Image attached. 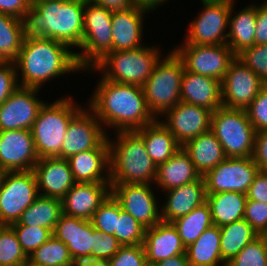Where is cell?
Listing matches in <instances>:
<instances>
[{
  "label": "cell",
  "mask_w": 267,
  "mask_h": 266,
  "mask_svg": "<svg viewBox=\"0 0 267 266\" xmlns=\"http://www.w3.org/2000/svg\"><path fill=\"white\" fill-rule=\"evenodd\" d=\"M84 8L85 0H51L34 4L18 18L23 42L50 38L71 49H79L83 40Z\"/></svg>",
  "instance_id": "6da1fadb"
},
{
  "label": "cell",
  "mask_w": 267,
  "mask_h": 266,
  "mask_svg": "<svg viewBox=\"0 0 267 266\" xmlns=\"http://www.w3.org/2000/svg\"><path fill=\"white\" fill-rule=\"evenodd\" d=\"M87 106L100 120L103 129L136 131L154 122L142 87L120 84L100 78Z\"/></svg>",
  "instance_id": "7a4b0ae2"
},
{
  "label": "cell",
  "mask_w": 267,
  "mask_h": 266,
  "mask_svg": "<svg viewBox=\"0 0 267 266\" xmlns=\"http://www.w3.org/2000/svg\"><path fill=\"white\" fill-rule=\"evenodd\" d=\"M70 49L68 45L50 38L23 42L14 61L19 86L41 89L53 78L80 72L82 69L77 63L75 50Z\"/></svg>",
  "instance_id": "3957f363"
},
{
  "label": "cell",
  "mask_w": 267,
  "mask_h": 266,
  "mask_svg": "<svg viewBox=\"0 0 267 266\" xmlns=\"http://www.w3.org/2000/svg\"><path fill=\"white\" fill-rule=\"evenodd\" d=\"M109 143L110 184H154L157 165L135 131H117Z\"/></svg>",
  "instance_id": "277c9868"
},
{
  "label": "cell",
  "mask_w": 267,
  "mask_h": 266,
  "mask_svg": "<svg viewBox=\"0 0 267 266\" xmlns=\"http://www.w3.org/2000/svg\"><path fill=\"white\" fill-rule=\"evenodd\" d=\"M65 96L41 107L31 127L35 149L39 158H61L62 143L70 120L83 108Z\"/></svg>",
  "instance_id": "5b68a950"
},
{
  "label": "cell",
  "mask_w": 267,
  "mask_h": 266,
  "mask_svg": "<svg viewBox=\"0 0 267 266\" xmlns=\"http://www.w3.org/2000/svg\"><path fill=\"white\" fill-rule=\"evenodd\" d=\"M160 51V46L147 45L132 50L112 51L92 68L83 71H99L102 78L108 81L142 87L162 57Z\"/></svg>",
  "instance_id": "8992f818"
},
{
  "label": "cell",
  "mask_w": 267,
  "mask_h": 266,
  "mask_svg": "<svg viewBox=\"0 0 267 266\" xmlns=\"http://www.w3.org/2000/svg\"><path fill=\"white\" fill-rule=\"evenodd\" d=\"M184 68L182 59L172 49L164 59L160 58L143 84L146 103L155 119H160L181 102L180 89Z\"/></svg>",
  "instance_id": "52a82bcc"
},
{
  "label": "cell",
  "mask_w": 267,
  "mask_h": 266,
  "mask_svg": "<svg viewBox=\"0 0 267 266\" xmlns=\"http://www.w3.org/2000/svg\"><path fill=\"white\" fill-rule=\"evenodd\" d=\"M210 130L221 143L226 157H252L256 130L246 110L220 107L211 114Z\"/></svg>",
  "instance_id": "ba28073f"
},
{
  "label": "cell",
  "mask_w": 267,
  "mask_h": 266,
  "mask_svg": "<svg viewBox=\"0 0 267 266\" xmlns=\"http://www.w3.org/2000/svg\"><path fill=\"white\" fill-rule=\"evenodd\" d=\"M79 49L82 51L75 55L82 71L112 52V11L85 0L83 40Z\"/></svg>",
  "instance_id": "9c48e42d"
},
{
  "label": "cell",
  "mask_w": 267,
  "mask_h": 266,
  "mask_svg": "<svg viewBox=\"0 0 267 266\" xmlns=\"http://www.w3.org/2000/svg\"><path fill=\"white\" fill-rule=\"evenodd\" d=\"M200 1L203 4V11L189 22L184 43L198 45L226 44L231 0Z\"/></svg>",
  "instance_id": "30bf717a"
},
{
  "label": "cell",
  "mask_w": 267,
  "mask_h": 266,
  "mask_svg": "<svg viewBox=\"0 0 267 266\" xmlns=\"http://www.w3.org/2000/svg\"><path fill=\"white\" fill-rule=\"evenodd\" d=\"M39 196L33 170L6 172L0 192V223L17 222Z\"/></svg>",
  "instance_id": "8fae6325"
},
{
  "label": "cell",
  "mask_w": 267,
  "mask_h": 266,
  "mask_svg": "<svg viewBox=\"0 0 267 266\" xmlns=\"http://www.w3.org/2000/svg\"><path fill=\"white\" fill-rule=\"evenodd\" d=\"M173 50L182 59L186 70L218 79L220 82L226 76L231 62L236 58L229 45H198L180 43Z\"/></svg>",
  "instance_id": "7c38bea8"
},
{
  "label": "cell",
  "mask_w": 267,
  "mask_h": 266,
  "mask_svg": "<svg viewBox=\"0 0 267 266\" xmlns=\"http://www.w3.org/2000/svg\"><path fill=\"white\" fill-rule=\"evenodd\" d=\"M259 171L252 157H226L202 176L206 194L221 192L246 194Z\"/></svg>",
  "instance_id": "4fadbf2b"
},
{
  "label": "cell",
  "mask_w": 267,
  "mask_h": 266,
  "mask_svg": "<svg viewBox=\"0 0 267 266\" xmlns=\"http://www.w3.org/2000/svg\"><path fill=\"white\" fill-rule=\"evenodd\" d=\"M111 194L121 208L145 229L161 221V206L151 184H110Z\"/></svg>",
  "instance_id": "5bb4252c"
},
{
  "label": "cell",
  "mask_w": 267,
  "mask_h": 266,
  "mask_svg": "<svg viewBox=\"0 0 267 266\" xmlns=\"http://www.w3.org/2000/svg\"><path fill=\"white\" fill-rule=\"evenodd\" d=\"M264 85L256 73L235 58L221 81L222 107L245 110Z\"/></svg>",
  "instance_id": "9a60e30c"
},
{
  "label": "cell",
  "mask_w": 267,
  "mask_h": 266,
  "mask_svg": "<svg viewBox=\"0 0 267 266\" xmlns=\"http://www.w3.org/2000/svg\"><path fill=\"white\" fill-rule=\"evenodd\" d=\"M34 87L19 86L0 105V131L30 130L45 101L39 99Z\"/></svg>",
  "instance_id": "2e32d148"
},
{
  "label": "cell",
  "mask_w": 267,
  "mask_h": 266,
  "mask_svg": "<svg viewBox=\"0 0 267 266\" xmlns=\"http://www.w3.org/2000/svg\"><path fill=\"white\" fill-rule=\"evenodd\" d=\"M106 137L107 131L100 120L89 107L84 106L70 120L62 143L61 159L95 149Z\"/></svg>",
  "instance_id": "e0dca14e"
},
{
  "label": "cell",
  "mask_w": 267,
  "mask_h": 266,
  "mask_svg": "<svg viewBox=\"0 0 267 266\" xmlns=\"http://www.w3.org/2000/svg\"><path fill=\"white\" fill-rule=\"evenodd\" d=\"M211 114L206 108L179 102L162 116L165 120H159L175 137L177 143L183 146L189 140L210 130Z\"/></svg>",
  "instance_id": "ac0fdd59"
},
{
  "label": "cell",
  "mask_w": 267,
  "mask_h": 266,
  "mask_svg": "<svg viewBox=\"0 0 267 266\" xmlns=\"http://www.w3.org/2000/svg\"><path fill=\"white\" fill-rule=\"evenodd\" d=\"M31 130L0 131V169L29 171L38 162Z\"/></svg>",
  "instance_id": "d6986e66"
},
{
  "label": "cell",
  "mask_w": 267,
  "mask_h": 266,
  "mask_svg": "<svg viewBox=\"0 0 267 266\" xmlns=\"http://www.w3.org/2000/svg\"><path fill=\"white\" fill-rule=\"evenodd\" d=\"M53 235L67 246L75 263L94 259L93 225L90 220L62 214Z\"/></svg>",
  "instance_id": "ffe728a7"
},
{
  "label": "cell",
  "mask_w": 267,
  "mask_h": 266,
  "mask_svg": "<svg viewBox=\"0 0 267 266\" xmlns=\"http://www.w3.org/2000/svg\"><path fill=\"white\" fill-rule=\"evenodd\" d=\"M40 196L62 199L76 184L67 159L39 158L33 167Z\"/></svg>",
  "instance_id": "44dd1931"
},
{
  "label": "cell",
  "mask_w": 267,
  "mask_h": 266,
  "mask_svg": "<svg viewBox=\"0 0 267 266\" xmlns=\"http://www.w3.org/2000/svg\"><path fill=\"white\" fill-rule=\"evenodd\" d=\"M67 160L76 183H110L108 137L95 149L72 155Z\"/></svg>",
  "instance_id": "7402d4cb"
},
{
  "label": "cell",
  "mask_w": 267,
  "mask_h": 266,
  "mask_svg": "<svg viewBox=\"0 0 267 266\" xmlns=\"http://www.w3.org/2000/svg\"><path fill=\"white\" fill-rule=\"evenodd\" d=\"M110 193V183H76L61 199L62 214L91 220Z\"/></svg>",
  "instance_id": "603a6c76"
},
{
  "label": "cell",
  "mask_w": 267,
  "mask_h": 266,
  "mask_svg": "<svg viewBox=\"0 0 267 266\" xmlns=\"http://www.w3.org/2000/svg\"><path fill=\"white\" fill-rule=\"evenodd\" d=\"M143 246L149 266L161 260L185 254L186 249L176 227L172 222L165 221L145 229Z\"/></svg>",
  "instance_id": "cb8c5ba5"
},
{
  "label": "cell",
  "mask_w": 267,
  "mask_h": 266,
  "mask_svg": "<svg viewBox=\"0 0 267 266\" xmlns=\"http://www.w3.org/2000/svg\"><path fill=\"white\" fill-rule=\"evenodd\" d=\"M150 11L132 6L112 12V51L132 50L141 47L144 17Z\"/></svg>",
  "instance_id": "d4e9b609"
},
{
  "label": "cell",
  "mask_w": 267,
  "mask_h": 266,
  "mask_svg": "<svg viewBox=\"0 0 267 266\" xmlns=\"http://www.w3.org/2000/svg\"><path fill=\"white\" fill-rule=\"evenodd\" d=\"M165 202L161 207V221L173 222L189 214L206 202V188L203 177L191 183L165 191Z\"/></svg>",
  "instance_id": "484cf974"
},
{
  "label": "cell",
  "mask_w": 267,
  "mask_h": 266,
  "mask_svg": "<svg viewBox=\"0 0 267 266\" xmlns=\"http://www.w3.org/2000/svg\"><path fill=\"white\" fill-rule=\"evenodd\" d=\"M180 100L214 112L222 107L221 82L212 77L192 73L184 68Z\"/></svg>",
  "instance_id": "4316f807"
},
{
  "label": "cell",
  "mask_w": 267,
  "mask_h": 266,
  "mask_svg": "<svg viewBox=\"0 0 267 266\" xmlns=\"http://www.w3.org/2000/svg\"><path fill=\"white\" fill-rule=\"evenodd\" d=\"M200 177L189 155L181 147L166 162L157 166L154 185L164 192L196 181Z\"/></svg>",
  "instance_id": "83f0119b"
},
{
  "label": "cell",
  "mask_w": 267,
  "mask_h": 266,
  "mask_svg": "<svg viewBox=\"0 0 267 266\" xmlns=\"http://www.w3.org/2000/svg\"><path fill=\"white\" fill-rule=\"evenodd\" d=\"M189 155L197 172L204 176L221 163L226 155L219 140L209 130L181 146Z\"/></svg>",
  "instance_id": "f1b7e54d"
},
{
  "label": "cell",
  "mask_w": 267,
  "mask_h": 266,
  "mask_svg": "<svg viewBox=\"0 0 267 266\" xmlns=\"http://www.w3.org/2000/svg\"><path fill=\"white\" fill-rule=\"evenodd\" d=\"M234 4L235 1L231 0L227 44L237 55L242 50L255 45L256 4L245 6L238 14L233 12Z\"/></svg>",
  "instance_id": "f546056e"
},
{
  "label": "cell",
  "mask_w": 267,
  "mask_h": 266,
  "mask_svg": "<svg viewBox=\"0 0 267 266\" xmlns=\"http://www.w3.org/2000/svg\"><path fill=\"white\" fill-rule=\"evenodd\" d=\"M135 132L143 139L147 154L157 166L166 162L181 148L159 119Z\"/></svg>",
  "instance_id": "4dcf8cb0"
},
{
  "label": "cell",
  "mask_w": 267,
  "mask_h": 266,
  "mask_svg": "<svg viewBox=\"0 0 267 266\" xmlns=\"http://www.w3.org/2000/svg\"><path fill=\"white\" fill-rule=\"evenodd\" d=\"M220 228L211 226L188 245L185 254L190 266H221L225 264L220 252ZM220 264V265H219Z\"/></svg>",
  "instance_id": "1f68e13d"
},
{
  "label": "cell",
  "mask_w": 267,
  "mask_h": 266,
  "mask_svg": "<svg viewBox=\"0 0 267 266\" xmlns=\"http://www.w3.org/2000/svg\"><path fill=\"white\" fill-rule=\"evenodd\" d=\"M246 201V194L239 192H221L206 196L213 224L218 227L242 220Z\"/></svg>",
  "instance_id": "d6a6232c"
},
{
  "label": "cell",
  "mask_w": 267,
  "mask_h": 266,
  "mask_svg": "<svg viewBox=\"0 0 267 266\" xmlns=\"http://www.w3.org/2000/svg\"><path fill=\"white\" fill-rule=\"evenodd\" d=\"M219 228L220 252L224 263L231 261L247 244L260 236L245 219Z\"/></svg>",
  "instance_id": "836d02e7"
},
{
  "label": "cell",
  "mask_w": 267,
  "mask_h": 266,
  "mask_svg": "<svg viewBox=\"0 0 267 266\" xmlns=\"http://www.w3.org/2000/svg\"><path fill=\"white\" fill-rule=\"evenodd\" d=\"M61 215V199L39 196L27 207L17 222L20 225L43 227L54 231Z\"/></svg>",
  "instance_id": "e575fe53"
},
{
  "label": "cell",
  "mask_w": 267,
  "mask_h": 266,
  "mask_svg": "<svg viewBox=\"0 0 267 266\" xmlns=\"http://www.w3.org/2000/svg\"><path fill=\"white\" fill-rule=\"evenodd\" d=\"M181 241L185 247L194 243L198 237L208 228L213 226L209 205H203L193 209L189 214L174 220Z\"/></svg>",
  "instance_id": "d590c367"
},
{
  "label": "cell",
  "mask_w": 267,
  "mask_h": 266,
  "mask_svg": "<svg viewBox=\"0 0 267 266\" xmlns=\"http://www.w3.org/2000/svg\"><path fill=\"white\" fill-rule=\"evenodd\" d=\"M18 18L0 13V61H15L22 47Z\"/></svg>",
  "instance_id": "8d00e7d4"
},
{
  "label": "cell",
  "mask_w": 267,
  "mask_h": 266,
  "mask_svg": "<svg viewBox=\"0 0 267 266\" xmlns=\"http://www.w3.org/2000/svg\"><path fill=\"white\" fill-rule=\"evenodd\" d=\"M28 259L42 266H75L67 246L54 235L37 248Z\"/></svg>",
  "instance_id": "74e56055"
},
{
  "label": "cell",
  "mask_w": 267,
  "mask_h": 266,
  "mask_svg": "<svg viewBox=\"0 0 267 266\" xmlns=\"http://www.w3.org/2000/svg\"><path fill=\"white\" fill-rule=\"evenodd\" d=\"M27 260L16 233L6 225L0 231V266H23Z\"/></svg>",
  "instance_id": "f35d334b"
},
{
  "label": "cell",
  "mask_w": 267,
  "mask_h": 266,
  "mask_svg": "<svg viewBox=\"0 0 267 266\" xmlns=\"http://www.w3.org/2000/svg\"><path fill=\"white\" fill-rule=\"evenodd\" d=\"M119 213L120 204L110 193L93 213L90 221L93 227L101 233L114 235Z\"/></svg>",
  "instance_id": "ab89813d"
},
{
  "label": "cell",
  "mask_w": 267,
  "mask_h": 266,
  "mask_svg": "<svg viewBox=\"0 0 267 266\" xmlns=\"http://www.w3.org/2000/svg\"><path fill=\"white\" fill-rule=\"evenodd\" d=\"M145 228L135 218L120 206L114 236L122 246L143 244Z\"/></svg>",
  "instance_id": "60d3db41"
},
{
  "label": "cell",
  "mask_w": 267,
  "mask_h": 266,
  "mask_svg": "<svg viewBox=\"0 0 267 266\" xmlns=\"http://www.w3.org/2000/svg\"><path fill=\"white\" fill-rule=\"evenodd\" d=\"M17 235L18 241L29 257L37 248L53 236L51 229L43 227H30L14 222L9 225Z\"/></svg>",
  "instance_id": "b9f144b4"
},
{
  "label": "cell",
  "mask_w": 267,
  "mask_h": 266,
  "mask_svg": "<svg viewBox=\"0 0 267 266\" xmlns=\"http://www.w3.org/2000/svg\"><path fill=\"white\" fill-rule=\"evenodd\" d=\"M227 264L229 266H267V246L265 240L258 236Z\"/></svg>",
  "instance_id": "7bdbcfd3"
},
{
  "label": "cell",
  "mask_w": 267,
  "mask_h": 266,
  "mask_svg": "<svg viewBox=\"0 0 267 266\" xmlns=\"http://www.w3.org/2000/svg\"><path fill=\"white\" fill-rule=\"evenodd\" d=\"M236 58L267 84V44L253 45L246 48L238 53Z\"/></svg>",
  "instance_id": "ee69618b"
},
{
  "label": "cell",
  "mask_w": 267,
  "mask_h": 266,
  "mask_svg": "<svg viewBox=\"0 0 267 266\" xmlns=\"http://www.w3.org/2000/svg\"><path fill=\"white\" fill-rule=\"evenodd\" d=\"M109 262L110 266H148L143 244L122 246Z\"/></svg>",
  "instance_id": "f6af8a7d"
},
{
  "label": "cell",
  "mask_w": 267,
  "mask_h": 266,
  "mask_svg": "<svg viewBox=\"0 0 267 266\" xmlns=\"http://www.w3.org/2000/svg\"><path fill=\"white\" fill-rule=\"evenodd\" d=\"M245 110L256 132L267 129V84Z\"/></svg>",
  "instance_id": "bcb514c9"
},
{
  "label": "cell",
  "mask_w": 267,
  "mask_h": 266,
  "mask_svg": "<svg viewBox=\"0 0 267 266\" xmlns=\"http://www.w3.org/2000/svg\"><path fill=\"white\" fill-rule=\"evenodd\" d=\"M94 259H111L122 247L118 239L111 234L101 233L93 227Z\"/></svg>",
  "instance_id": "7dc6e473"
},
{
  "label": "cell",
  "mask_w": 267,
  "mask_h": 266,
  "mask_svg": "<svg viewBox=\"0 0 267 266\" xmlns=\"http://www.w3.org/2000/svg\"><path fill=\"white\" fill-rule=\"evenodd\" d=\"M243 219L261 235L267 229V203L247 199Z\"/></svg>",
  "instance_id": "c3c4849f"
},
{
  "label": "cell",
  "mask_w": 267,
  "mask_h": 266,
  "mask_svg": "<svg viewBox=\"0 0 267 266\" xmlns=\"http://www.w3.org/2000/svg\"><path fill=\"white\" fill-rule=\"evenodd\" d=\"M19 87L13 61H0V105Z\"/></svg>",
  "instance_id": "681fc988"
},
{
  "label": "cell",
  "mask_w": 267,
  "mask_h": 266,
  "mask_svg": "<svg viewBox=\"0 0 267 266\" xmlns=\"http://www.w3.org/2000/svg\"><path fill=\"white\" fill-rule=\"evenodd\" d=\"M252 158L260 171L267 172V129L256 132Z\"/></svg>",
  "instance_id": "f907efd6"
},
{
  "label": "cell",
  "mask_w": 267,
  "mask_h": 266,
  "mask_svg": "<svg viewBox=\"0 0 267 266\" xmlns=\"http://www.w3.org/2000/svg\"><path fill=\"white\" fill-rule=\"evenodd\" d=\"M246 197L249 200L267 203V172H258L246 193Z\"/></svg>",
  "instance_id": "816d5d0a"
},
{
  "label": "cell",
  "mask_w": 267,
  "mask_h": 266,
  "mask_svg": "<svg viewBox=\"0 0 267 266\" xmlns=\"http://www.w3.org/2000/svg\"><path fill=\"white\" fill-rule=\"evenodd\" d=\"M267 44V1L256 4L255 45Z\"/></svg>",
  "instance_id": "f5cc1de1"
},
{
  "label": "cell",
  "mask_w": 267,
  "mask_h": 266,
  "mask_svg": "<svg viewBox=\"0 0 267 266\" xmlns=\"http://www.w3.org/2000/svg\"><path fill=\"white\" fill-rule=\"evenodd\" d=\"M31 6L29 0H0V13L19 18Z\"/></svg>",
  "instance_id": "db71d44e"
},
{
  "label": "cell",
  "mask_w": 267,
  "mask_h": 266,
  "mask_svg": "<svg viewBox=\"0 0 267 266\" xmlns=\"http://www.w3.org/2000/svg\"><path fill=\"white\" fill-rule=\"evenodd\" d=\"M90 2L102 6L109 11H121L126 10L132 6H135L134 0H89Z\"/></svg>",
  "instance_id": "11a10c76"
},
{
  "label": "cell",
  "mask_w": 267,
  "mask_h": 266,
  "mask_svg": "<svg viewBox=\"0 0 267 266\" xmlns=\"http://www.w3.org/2000/svg\"><path fill=\"white\" fill-rule=\"evenodd\" d=\"M153 266H190L186 254L177 255L165 260H161Z\"/></svg>",
  "instance_id": "9f6ffc18"
},
{
  "label": "cell",
  "mask_w": 267,
  "mask_h": 266,
  "mask_svg": "<svg viewBox=\"0 0 267 266\" xmlns=\"http://www.w3.org/2000/svg\"><path fill=\"white\" fill-rule=\"evenodd\" d=\"M168 0H134L135 6L146 9L150 12L154 11L158 7H161V4L167 3Z\"/></svg>",
  "instance_id": "6f0895ef"
},
{
  "label": "cell",
  "mask_w": 267,
  "mask_h": 266,
  "mask_svg": "<svg viewBox=\"0 0 267 266\" xmlns=\"http://www.w3.org/2000/svg\"><path fill=\"white\" fill-rule=\"evenodd\" d=\"M75 266H110L109 259H92L85 262L76 263Z\"/></svg>",
  "instance_id": "680465c9"
},
{
  "label": "cell",
  "mask_w": 267,
  "mask_h": 266,
  "mask_svg": "<svg viewBox=\"0 0 267 266\" xmlns=\"http://www.w3.org/2000/svg\"><path fill=\"white\" fill-rule=\"evenodd\" d=\"M5 175H6V171L0 169V192H1V189H2V185H3V181H4V178H5Z\"/></svg>",
  "instance_id": "91938a15"
},
{
  "label": "cell",
  "mask_w": 267,
  "mask_h": 266,
  "mask_svg": "<svg viewBox=\"0 0 267 266\" xmlns=\"http://www.w3.org/2000/svg\"><path fill=\"white\" fill-rule=\"evenodd\" d=\"M23 266H42L35 263H32L29 259L26 261V263Z\"/></svg>",
  "instance_id": "94428289"
},
{
  "label": "cell",
  "mask_w": 267,
  "mask_h": 266,
  "mask_svg": "<svg viewBox=\"0 0 267 266\" xmlns=\"http://www.w3.org/2000/svg\"><path fill=\"white\" fill-rule=\"evenodd\" d=\"M31 5L33 6L34 4H37V3H41V2H44V1H51V0H29Z\"/></svg>",
  "instance_id": "6125c7cd"
},
{
  "label": "cell",
  "mask_w": 267,
  "mask_h": 266,
  "mask_svg": "<svg viewBox=\"0 0 267 266\" xmlns=\"http://www.w3.org/2000/svg\"><path fill=\"white\" fill-rule=\"evenodd\" d=\"M260 236L265 240L267 246V229Z\"/></svg>",
  "instance_id": "be15d7a7"
},
{
  "label": "cell",
  "mask_w": 267,
  "mask_h": 266,
  "mask_svg": "<svg viewBox=\"0 0 267 266\" xmlns=\"http://www.w3.org/2000/svg\"><path fill=\"white\" fill-rule=\"evenodd\" d=\"M5 224L0 223V231L5 227Z\"/></svg>",
  "instance_id": "e7e4bbea"
}]
</instances>
